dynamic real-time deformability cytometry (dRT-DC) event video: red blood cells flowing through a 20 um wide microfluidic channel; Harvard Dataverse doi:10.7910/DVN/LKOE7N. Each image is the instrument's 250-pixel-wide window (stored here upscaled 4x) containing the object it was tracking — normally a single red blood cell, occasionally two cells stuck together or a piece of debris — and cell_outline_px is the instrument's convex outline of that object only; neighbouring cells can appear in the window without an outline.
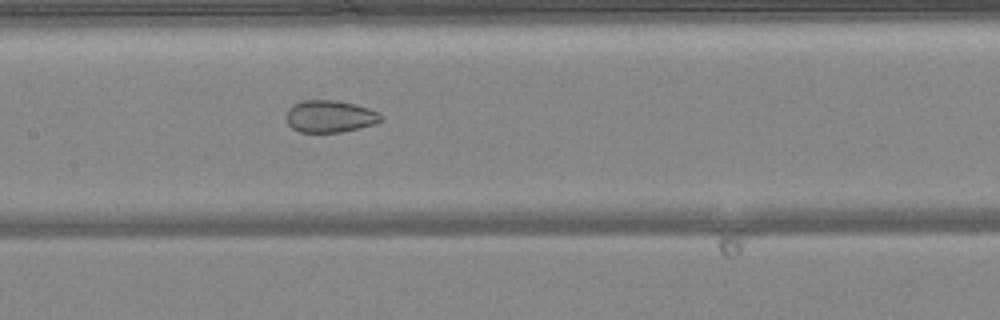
{"species": "common noctule bat (a hibernating species)", "species_latin": "Nyctalus noctula", "temperature_condition": "warm", "stored_images_in_passage": 49, "camera_frame_rate_fps": 3000, "um_per_image_px": 0.085, "animal": {"sex": "female", "body_mass_g": 24.6, "forearm_length_mm": 56.2}, "frame": {"image": 1, "passage_image": 24, "time_ms": 7.667, "image_size_px": [1000, 320], "cell_outline_px": [[384, 116], [376, 124], [360, 128], [340, 132], [300, 132], [292, 128], [288, 124], [284, 116], [288, 108], [304, 100], [336, 100], [356, 104], [380, 112]], "centroid_in_image_um": [28.05, 9.89], "position_along_channel_um": 179.3, "area_um2": 17.92}}
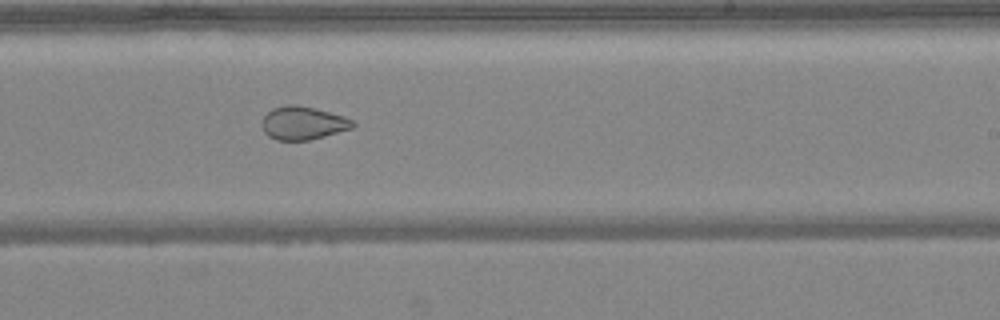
{"frame": {"image": 2, "passage_image": 30, "time_ms": 9.667, "image_size_px": [1000, 320], "cell_outline_px": [[356, 124], [352, 128], [324, 136], [308, 140], [276, 140], [268, 136], [264, 132], [264, 116], [272, 108], [288, 104], [296, 104], [344, 116], [352, 120]], "centroid_in_image_um": [25.76, 10.46], "position_along_channel_um": 263.2, "area_um2": 17.28}}
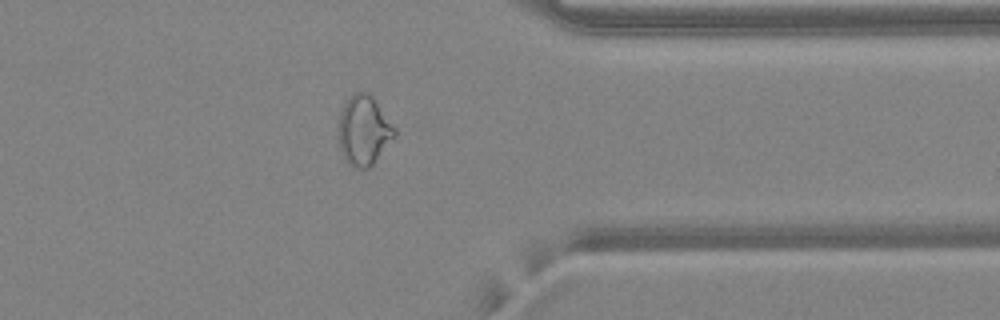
{"frame": {"image": 3, "passage_image": 39, "time_ms": 12.667, "image_size_px": [1000, 320], "cell_outline_px": [[396, 136], [372, 164], [368, 168], [352, 168], [344, 160], [340, 148], [336, 128], [340, 112], [344, 104], [352, 92], [368, 92], [372, 96], [396, 128]], "centroid_in_image_um": [30.89, 11.09], "position_along_channel_um": 380.5, "area_um2": 23.12}, "authors_computed_cell_mechanics": {"area_um2": 23.2356, "velocity_mm_per_s": 4.2133, "shape_relaxation_time_tau1_ms": null, "shape_relaxation_time_tau2_ms": 1.9789, "deformation_change_tau1": null, "deformation_change_tau2": 0.0717}}